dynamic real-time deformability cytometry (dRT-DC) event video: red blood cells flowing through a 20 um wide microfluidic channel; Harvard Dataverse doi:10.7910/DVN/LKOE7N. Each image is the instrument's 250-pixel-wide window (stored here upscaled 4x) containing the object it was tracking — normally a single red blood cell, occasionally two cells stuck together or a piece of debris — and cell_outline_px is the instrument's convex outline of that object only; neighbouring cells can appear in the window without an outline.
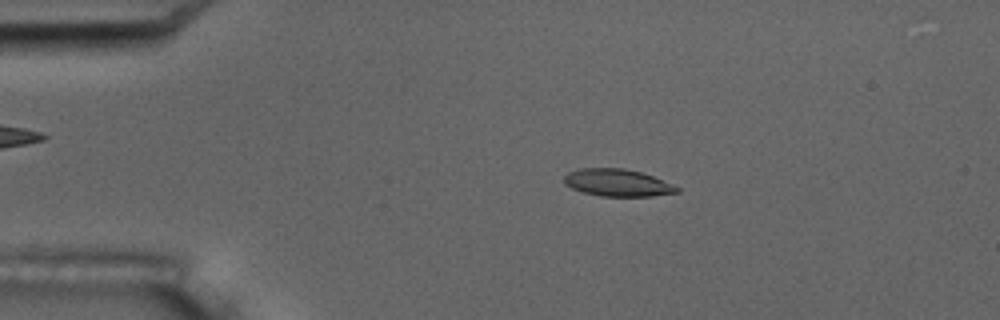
{"species": "common noctule bat (a hibernating species)", "species_latin": "Nyctalus noctula", "temperature_condition": "room temperature", "stored_images_in_passage": 7, "camera_frame_rate_fps": 3000, "um_per_image_px": 0.085, "animal": {"sex": "male", "body_mass_g": 17.5, "forearm_length_mm": 52.3}, "frame": {"image": 1, "passage_image": 2, "time_ms": 1.333, "image_size_px": [1000, 320], "cell_outline_px": [[680, 192], [652, 196], [600, 196], [584, 192], [572, 188], [564, 184], [564, 176], [568, 172], [580, 168], [624, 168], [640, 172], [652, 176], [672, 184], [680, 188]], "centroid_in_image_um": [52.48, 15.53], "position_along_channel_um": 32.5, "area_um2": 17.86}}
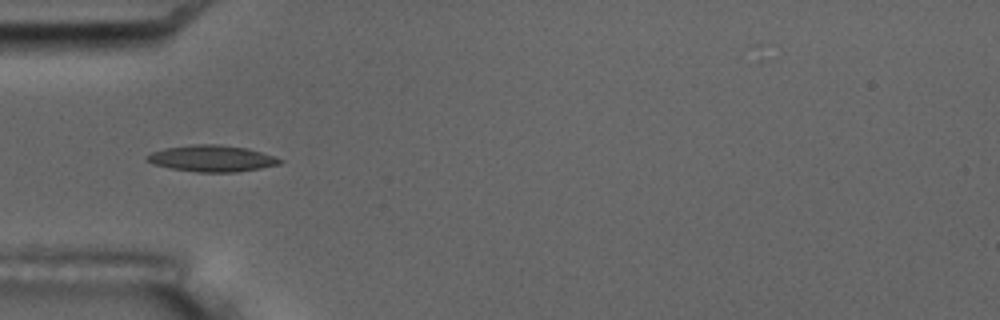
{"frame": {"image": 2, "passage_image": 4, "time_ms": 3.667, "image_size_px": [1000, 320], "cell_outline_px": [[284, 160], [280, 164], [260, 168], [236, 172], [196, 172], [172, 168], [156, 164], [144, 160], [144, 156], [152, 152], [164, 148], [192, 144], [220, 144], [248, 148]], "centroid_in_image_um": [17.98, 13.46], "position_along_channel_um": 67.0, "area_um2": 20.4}}
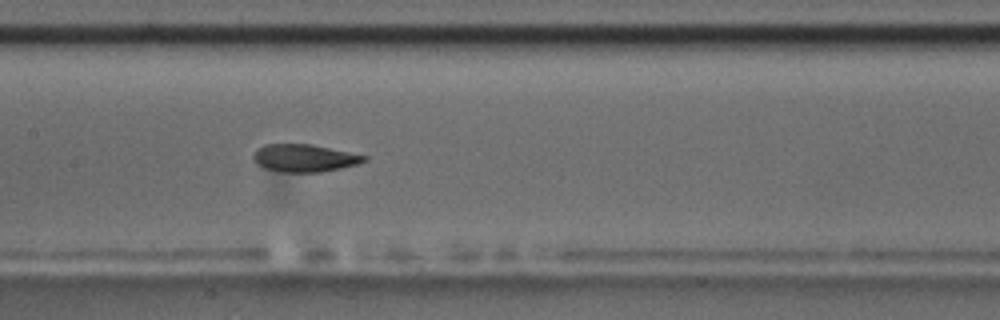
{"frame": {"image": 3, "passage_image": 7, "time_ms": 7.0, "image_size_px": [1000, 320], "cell_outline_px": [[368, 160], [356, 164], [340, 168], [320, 172], [280, 172], [264, 168], [256, 164], [252, 156], [256, 148], [264, 144], [312, 144], [368, 156]], "centroid_in_image_um": [25.83, 13.43], "position_along_channel_um": 181.6, "area_um2": 17.92}}